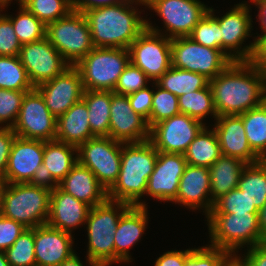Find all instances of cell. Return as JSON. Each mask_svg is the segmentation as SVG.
<instances>
[{"instance_id":"19","label":"cell","mask_w":266,"mask_h":266,"mask_svg":"<svg viewBox=\"0 0 266 266\" xmlns=\"http://www.w3.org/2000/svg\"><path fill=\"white\" fill-rule=\"evenodd\" d=\"M42 95L48 110L58 118L83 97L81 74L75 66L68 67L55 78L35 87Z\"/></svg>"},{"instance_id":"49","label":"cell","mask_w":266,"mask_h":266,"mask_svg":"<svg viewBox=\"0 0 266 266\" xmlns=\"http://www.w3.org/2000/svg\"><path fill=\"white\" fill-rule=\"evenodd\" d=\"M16 137L11 127L0 126V178L6 173L8 158L11 148Z\"/></svg>"},{"instance_id":"28","label":"cell","mask_w":266,"mask_h":266,"mask_svg":"<svg viewBox=\"0 0 266 266\" xmlns=\"http://www.w3.org/2000/svg\"><path fill=\"white\" fill-rule=\"evenodd\" d=\"M95 137L89 125L88 107L83 99L57 118L55 140L78 147Z\"/></svg>"},{"instance_id":"43","label":"cell","mask_w":266,"mask_h":266,"mask_svg":"<svg viewBox=\"0 0 266 266\" xmlns=\"http://www.w3.org/2000/svg\"><path fill=\"white\" fill-rule=\"evenodd\" d=\"M246 212H259V210L254 204H251L244 192L237 187L217 199L209 213L241 214Z\"/></svg>"},{"instance_id":"40","label":"cell","mask_w":266,"mask_h":266,"mask_svg":"<svg viewBox=\"0 0 266 266\" xmlns=\"http://www.w3.org/2000/svg\"><path fill=\"white\" fill-rule=\"evenodd\" d=\"M153 84L156 87V91L153 93L150 117L146 120L149 128L164 119L180 113L178 97L162 89L155 82H153Z\"/></svg>"},{"instance_id":"44","label":"cell","mask_w":266,"mask_h":266,"mask_svg":"<svg viewBox=\"0 0 266 266\" xmlns=\"http://www.w3.org/2000/svg\"><path fill=\"white\" fill-rule=\"evenodd\" d=\"M28 91L0 88V124L13 128L18 119L23 98ZM9 121V122H8Z\"/></svg>"},{"instance_id":"12","label":"cell","mask_w":266,"mask_h":266,"mask_svg":"<svg viewBox=\"0 0 266 266\" xmlns=\"http://www.w3.org/2000/svg\"><path fill=\"white\" fill-rule=\"evenodd\" d=\"M249 9L248 3L241 2L221 17L214 15L221 28L222 51L233 61H251L255 53V40L241 47L244 40L252 35L250 33L253 21Z\"/></svg>"},{"instance_id":"29","label":"cell","mask_w":266,"mask_h":266,"mask_svg":"<svg viewBox=\"0 0 266 266\" xmlns=\"http://www.w3.org/2000/svg\"><path fill=\"white\" fill-rule=\"evenodd\" d=\"M247 165L239 158L221 155L209 167L211 180V200L215 202L222 195L238 187L242 170Z\"/></svg>"},{"instance_id":"14","label":"cell","mask_w":266,"mask_h":266,"mask_svg":"<svg viewBox=\"0 0 266 266\" xmlns=\"http://www.w3.org/2000/svg\"><path fill=\"white\" fill-rule=\"evenodd\" d=\"M57 118L48 110L40 92L34 88L26 92L13 131L16 136L52 141L56 138Z\"/></svg>"},{"instance_id":"24","label":"cell","mask_w":266,"mask_h":266,"mask_svg":"<svg viewBox=\"0 0 266 266\" xmlns=\"http://www.w3.org/2000/svg\"><path fill=\"white\" fill-rule=\"evenodd\" d=\"M90 206L52 186L47 225L72 234V229L85 225Z\"/></svg>"},{"instance_id":"36","label":"cell","mask_w":266,"mask_h":266,"mask_svg":"<svg viewBox=\"0 0 266 266\" xmlns=\"http://www.w3.org/2000/svg\"><path fill=\"white\" fill-rule=\"evenodd\" d=\"M0 88L14 91L35 88L18 56H0Z\"/></svg>"},{"instance_id":"26","label":"cell","mask_w":266,"mask_h":266,"mask_svg":"<svg viewBox=\"0 0 266 266\" xmlns=\"http://www.w3.org/2000/svg\"><path fill=\"white\" fill-rule=\"evenodd\" d=\"M57 186L90 207L100 205L108 199L107 190L98 182L94 173L79 162Z\"/></svg>"},{"instance_id":"39","label":"cell","mask_w":266,"mask_h":266,"mask_svg":"<svg viewBox=\"0 0 266 266\" xmlns=\"http://www.w3.org/2000/svg\"><path fill=\"white\" fill-rule=\"evenodd\" d=\"M4 252L10 266H36L34 228H26Z\"/></svg>"},{"instance_id":"41","label":"cell","mask_w":266,"mask_h":266,"mask_svg":"<svg viewBox=\"0 0 266 266\" xmlns=\"http://www.w3.org/2000/svg\"><path fill=\"white\" fill-rule=\"evenodd\" d=\"M214 11L209 7V12L198 22L189 37L203 46L222 51L221 28Z\"/></svg>"},{"instance_id":"25","label":"cell","mask_w":266,"mask_h":266,"mask_svg":"<svg viewBox=\"0 0 266 266\" xmlns=\"http://www.w3.org/2000/svg\"><path fill=\"white\" fill-rule=\"evenodd\" d=\"M146 207L131 205L120 217L115 231V263L129 262L132 258L129 249L142 237L147 228L148 210Z\"/></svg>"},{"instance_id":"15","label":"cell","mask_w":266,"mask_h":266,"mask_svg":"<svg viewBox=\"0 0 266 266\" xmlns=\"http://www.w3.org/2000/svg\"><path fill=\"white\" fill-rule=\"evenodd\" d=\"M205 124L179 113L150 128L149 141L159 152L184 154Z\"/></svg>"},{"instance_id":"7","label":"cell","mask_w":266,"mask_h":266,"mask_svg":"<svg viewBox=\"0 0 266 266\" xmlns=\"http://www.w3.org/2000/svg\"><path fill=\"white\" fill-rule=\"evenodd\" d=\"M129 62V49L94 47L74 66L81 74L84 90L113 91Z\"/></svg>"},{"instance_id":"37","label":"cell","mask_w":266,"mask_h":266,"mask_svg":"<svg viewBox=\"0 0 266 266\" xmlns=\"http://www.w3.org/2000/svg\"><path fill=\"white\" fill-rule=\"evenodd\" d=\"M16 17L6 16L13 24L14 32L21 44L39 41L46 37V25H44L35 15H33L22 4L19 6Z\"/></svg>"},{"instance_id":"4","label":"cell","mask_w":266,"mask_h":266,"mask_svg":"<svg viewBox=\"0 0 266 266\" xmlns=\"http://www.w3.org/2000/svg\"><path fill=\"white\" fill-rule=\"evenodd\" d=\"M130 206L126 202L107 199L104 203L90 208L86 220L87 262L91 260L98 266H110L115 263L114 234L121 215Z\"/></svg>"},{"instance_id":"1","label":"cell","mask_w":266,"mask_h":266,"mask_svg":"<svg viewBox=\"0 0 266 266\" xmlns=\"http://www.w3.org/2000/svg\"><path fill=\"white\" fill-rule=\"evenodd\" d=\"M218 116L240 115L266 101V72L252 61H234L209 81Z\"/></svg>"},{"instance_id":"30","label":"cell","mask_w":266,"mask_h":266,"mask_svg":"<svg viewBox=\"0 0 266 266\" xmlns=\"http://www.w3.org/2000/svg\"><path fill=\"white\" fill-rule=\"evenodd\" d=\"M90 130L94 136L109 137L111 91L84 90Z\"/></svg>"},{"instance_id":"18","label":"cell","mask_w":266,"mask_h":266,"mask_svg":"<svg viewBox=\"0 0 266 266\" xmlns=\"http://www.w3.org/2000/svg\"><path fill=\"white\" fill-rule=\"evenodd\" d=\"M109 137L122 143H141L149 140L147 121L131 108L127 95L111 91Z\"/></svg>"},{"instance_id":"45","label":"cell","mask_w":266,"mask_h":266,"mask_svg":"<svg viewBox=\"0 0 266 266\" xmlns=\"http://www.w3.org/2000/svg\"><path fill=\"white\" fill-rule=\"evenodd\" d=\"M149 81L151 80L140 68L129 62L119 76L113 92L119 95H128L146 88Z\"/></svg>"},{"instance_id":"53","label":"cell","mask_w":266,"mask_h":266,"mask_svg":"<svg viewBox=\"0 0 266 266\" xmlns=\"http://www.w3.org/2000/svg\"><path fill=\"white\" fill-rule=\"evenodd\" d=\"M251 61L266 72V35L256 42L255 53Z\"/></svg>"},{"instance_id":"52","label":"cell","mask_w":266,"mask_h":266,"mask_svg":"<svg viewBox=\"0 0 266 266\" xmlns=\"http://www.w3.org/2000/svg\"><path fill=\"white\" fill-rule=\"evenodd\" d=\"M126 0H73V10L83 12L96 7L113 6Z\"/></svg>"},{"instance_id":"10","label":"cell","mask_w":266,"mask_h":266,"mask_svg":"<svg viewBox=\"0 0 266 266\" xmlns=\"http://www.w3.org/2000/svg\"><path fill=\"white\" fill-rule=\"evenodd\" d=\"M146 21V29L129 47L130 62L157 81L171 66V39Z\"/></svg>"},{"instance_id":"21","label":"cell","mask_w":266,"mask_h":266,"mask_svg":"<svg viewBox=\"0 0 266 266\" xmlns=\"http://www.w3.org/2000/svg\"><path fill=\"white\" fill-rule=\"evenodd\" d=\"M209 195H211L209 167L187 164L180 178L177 196L172 202L187 206L190 210L204 208V213L207 215L214 206Z\"/></svg>"},{"instance_id":"3","label":"cell","mask_w":266,"mask_h":266,"mask_svg":"<svg viewBox=\"0 0 266 266\" xmlns=\"http://www.w3.org/2000/svg\"><path fill=\"white\" fill-rule=\"evenodd\" d=\"M157 157L158 151L149 140L122 143L120 172L117 181L107 191L108 200L146 207V203L141 202L140 198L146 193L147 182Z\"/></svg>"},{"instance_id":"56","label":"cell","mask_w":266,"mask_h":266,"mask_svg":"<svg viewBox=\"0 0 266 266\" xmlns=\"http://www.w3.org/2000/svg\"><path fill=\"white\" fill-rule=\"evenodd\" d=\"M82 263L83 262H81V260L77 256V254L74 253L69 258H67L62 264H60L59 266H84ZM89 265L90 266H98L96 263H94L91 260H89Z\"/></svg>"},{"instance_id":"50","label":"cell","mask_w":266,"mask_h":266,"mask_svg":"<svg viewBox=\"0 0 266 266\" xmlns=\"http://www.w3.org/2000/svg\"><path fill=\"white\" fill-rule=\"evenodd\" d=\"M234 261L239 266H266V242L247 249L244 257L236 255Z\"/></svg>"},{"instance_id":"33","label":"cell","mask_w":266,"mask_h":266,"mask_svg":"<svg viewBox=\"0 0 266 266\" xmlns=\"http://www.w3.org/2000/svg\"><path fill=\"white\" fill-rule=\"evenodd\" d=\"M209 81L204 75L171 66L155 83L179 97L206 88Z\"/></svg>"},{"instance_id":"13","label":"cell","mask_w":266,"mask_h":266,"mask_svg":"<svg viewBox=\"0 0 266 266\" xmlns=\"http://www.w3.org/2000/svg\"><path fill=\"white\" fill-rule=\"evenodd\" d=\"M144 1L145 6L163 20L167 30L164 36L169 39L190 36L194 27L209 12V8L199 0Z\"/></svg>"},{"instance_id":"60","label":"cell","mask_w":266,"mask_h":266,"mask_svg":"<svg viewBox=\"0 0 266 266\" xmlns=\"http://www.w3.org/2000/svg\"><path fill=\"white\" fill-rule=\"evenodd\" d=\"M5 7L0 3V11H3L2 9H4ZM1 14V13H0Z\"/></svg>"},{"instance_id":"48","label":"cell","mask_w":266,"mask_h":266,"mask_svg":"<svg viewBox=\"0 0 266 266\" xmlns=\"http://www.w3.org/2000/svg\"><path fill=\"white\" fill-rule=\"evenodd\" d=\"M154 90L148 86L136 92L128 94V100L134 112L140 114L146 120L150 117Z\"/></svg>"},{"instance_id":"23","label":"cell","mask_w":266,"mask_h":266,"mask_svg":"<svg viewBox=\"0 0 266 266\" xmlns=\"http://www.w3.org/2000/svg\"><path fill=\"white\" fill-rule=\"evenodd\" d=\"M217 134L222 155L239 158L247 164L262 160L250 147L239 115H221L216 119Z\"/></svg>"},{"instance_id":"55","label":"cell","mask_w":266,"mask_h":266,"mask_svg":"<svg viewBox=\"0 0 266 266\" xmlns=\"http://www.w3.org/2000/svg\"><path fill=\"white\" fill-rule=\"evenodd\" d=\"M258 218L263 243L266 242V204L259 210Z\"/></svg>"},{"instance_id":"31","label":"cell","mask_w":266,"mask_h":266,"mask_svg":"<svg viewBox=\"0 0 266 266\" xmlns=\"http://www.w3.org/2000/svg\"><path fill=\"white\" fill-rule=\"evenodd\" d=\"M221 155L217 134L207 126L200 131L184 153L187 164L202 167H211Z\"/></svg>"},{"instance_id":"47","label":"cell","mask_w":266,"mask_h":266,"mask_svg":"<svg viewBox=\"0 0 266 266\" xmlns=\"http://www.w3.org/2000/svg\"><path fill=\"white\" fill-rule=\"evenodd\" d=\"M26 228L19 222L0 216V251L13 245Z\"/></svg>"},{"instance_id":"17","label":"cell","mask_w":266,"mask_h":266,"mask_svg":"<svg viewBox=\"0 0 266 266\" xmlns=\"http://www.w3.org/2000/svg\"><path fill=\"white\" fill-rule=\"evenodd\" d=\"M44 141L16 136L8 158L6 183L41 182Z\"/></svg>"},{"instance_id":"2","label":"cell","mask_w":266,"mask_h":266,"mask_svg":"<svg viewBox=\"0 0 266 266\" xmlns=\"http://www.w3.org/2000/svg\"><path fill=\"white\" fill-rule=\"evenodd\" d=\"M145 5L144 0H126L113 6L85 10L95 47L129 49L131 43L146 29V20L134 6Z\"/></svg>"},{"instance_id":"35","label":"cell","mask_w":266,"mask_h":266,"mask_svg":"<svg viewBox=\"0 0 266 266\" xmlns=\"http://www.w3.org/2000/svg\"><path fill=\"white\" fill-rule=\"evenodd\" d=\"M178 104L180 113L186 114L201 122L210 113V115H213V118L216 119L218 117L209 85L206 88L179 96Z\"/></svg>"},{"instance_id":"5","label":"cell","mask_w":266,"mask_h":266,"mask_svg":"<svg viewBox=\"0 0 266 266\" xmlns=\"http://www.w3.org/2000/svg\"><path fill=\"white\" fill-rule=\"evenodd\" d=\"M51 189L52 185L44 182L7 183L2 215L21 223L25 228L46 225Z\"/></svg>"},{"instance_id":"22","label":"cell","mask_w":266,"mask_h":266,"mask_svg":"<svg viewBox=\"0 0 266 266\" xmlns=\"http://www.w3.org/2000/svg\"><path fill=\"white\" fill-rule=\"evenodd\" d=\"M73 237L50 226L42 225L34 228V248L36 266H59L72 254Z\"/></svg>"},{"instance_id":"8","label":"cell","mask_w":266,"mask_h":266,"mask_svg":"<svg viewBox=\"0 0 266 266\" xmlns=\"http://www.w3.org/2000/svg\"><path fill=\"white\" fill-rule=\"evenodd\" d=\"M46 37L71 66L76 65L95 47L85 15L75 10L49 23L46 26Z\"/></svg>"},{"instance_id":"59","label":"cell","mask_w":266,"mask_h":266,"mask_svg":"<svg viewBox=\"0 0 266 266\" xmlns=\"http://www.w3.org/2000/svg\"><path fill=\"white\" fill-rule=\"evenodd\" d=\"M10 1L12 0H0V3L4 6L7 7L9 5V3H11ZM19 2V5L22 3V0H17Z\"/></svg>"},{"instance_id":"46","label":"cell","mask_w":266,"mask_h":266,"mask_svg":"<svg viewBox=\"0 0 266 266\" xmlns=\"http://www.w3.org/2000/svg\"><path fill=\"white\" fill-rule=\"evenodd\" d=\"M21 46L12 22L6 15L0 14V56H18Z\"/></svg>"},{"instance_id":"54","label":"cell","mask_w":266,"mask_h":266,"mask_svg":"<svg viewBox=\"0 0 266 266\" xmlns=\"http://www.w3.org/2000/svg\"><path fill=\"white\" fill-rule=\"evenodd\" d=\"M253 4L258 7L259 14L257 15L260 22V29L262 30L261 35H257V37L254 39L256 42L264 35H266V0H259L255 1Z\"/></svg>"},{"instance_id":"38","label":"cell","mask_w":266,"mask_h":266,"mask_svg":"<svg viewBox=\"0 0 266 266\" xmlns=\"http://www.w3.org/2000/svg\"><path fill=\"white\" fill-rule=\"evenodd\" d=\"M21 4L46 26L73 10V0H22Z\"/></svg>"},{"instance_id":"20","label":"cell","mask_w":266,"mask_h":266,"mask_svg":"<svg viewBox=\"0 0 266 266\" xmlns=\"http://www.w3.org/2000/svg\"><path fill=\"white\" fill-rule=\"evenodd\" d=\"M187 161L184 154L158 151L154 170L146 187V193L159 201L172 202L178 193L180 178L184 173Z\"/></svg>"},{"instance_id":"27","label":"cell","mask_w":266,"mask_h":266,"mask_svg":"<svg viewBox=\"0 0 266 266\" xmlns=\"http://www.w3.org/2000/svg\"><path fill=\"white\" fill-rule=\"evenodd\" d=\"M77 162L76 146L57 140L44 141L41 182L59 184Z\"/></svg>"},{"instance_id":"6","label":"cell","mask_w":266,"mask_h":266,"mask_svg":"<svg viewBox=\"0 0 266 266\" xmlns=\"http://www.w3.org/2000/svg\"><path fill=\"white\" fill-rule=\"evenodd\" d=\"M258 213H208L210 246L228 251L235 257L237 248L246 244L251 248L262 243Z\"/></svg>"},{"instance_id":"58","label":"cell","mask_w":266,"mask_h":266,"mask_svg":"<svg viewBox=\"0 0 266 266\" xmlns=\"http://www.w3.org/2000/svg\"><path fill=\"white\" fill-rule=\"evenodd\" d=\"M0 266H10L3 251H0Z\"/></svg>"},{"instance_id":"32","label":"cell","mask_w":266,"mask_h":266,"mask_svg":"<svg viewBox=\"0 0 266 266\" xmlns=\"http://www.w3.org/2000/svg\"><path fill=\"white\" fill-rule=\"evenodd\" d=\"M238 188L260 210L266 204V160L247 164L240 175Z\"/></svg>"},{"instance_id":"51","label":"cell","mask_w":266,"mask_h":266,"mask_svg":"<svg viewBox=\"0 0 266 266\" xmlns=\"http://www.w3.org/2000/svg\"><path fill=\"white\" fill-rule=\"evenodd\" d=\"M188 256L189 249L184 251H167L157 258L154 266H184Z\"/></svg>"},{"instance_id":"11","label":"cell","mask_w":266,"mask_h":266,"mask_svg":"<svg viewBox=\"0 0 266 266\" xmlns=\"http://www.w3.org/2000/svg\"><path fill=\"white\" fill-rule=\"evenodd\" d=\"M121 153L122 142L111 137L95 136L77 147L78 162L90 169L107 191L118 179Z\"/></svg>"},{"instance_id":"34","label":"cell","mask_w":266,"mask_h":266,"mask_svg":"<svg viewBox=\"0 0 266 266\" xmlns=\"http://www.w3.org/2000/svg\"><path fill=\"white\" fill-rule=\"evenodd\" d=\"M239 116L251 149L266 160V101Z\"/></svg>"},{"instance_id":"16","label":"cell","mask_w":266,"mask_h":266,"mask_svg":"<svg viewBox=\"0 0 266 266\" xmlns=\"http://www.w3.org/2000/svg\"><path fill=\"white\" fill-rule=\"evenodd\" d=\"M18 57L34 87L55 78L71 66L47 37L22 44Z\"/></svg>"},{"instance_id":"42","label":"cell","mask_w":266,"mask_h":266,"mask_svg":"<svg viewBox=\"0 0 266 266\" xmlns=\"http://www.w3.org/2000/svg\"><path fill=\"white\" fill-rule=\"evenodd\" d=\"M234 258L228 251L207 245L189 249L184 266H230Z\"/></svg>"},{"instance_id":"57","label":"cell","mask_w":266,"mask_h":266,"mask_svg":"<svg viewBox=\"0 0 266 266\" xmlns=\"http://www.w3.org/2000/svg\"><path fill=\"white\" fill-rule=\"evenodd\" d=\"M6 185L7 183L2 178H0V216L3 213V202H4V193L6 190Z\"/></svg>"},{"instance_id":"61","label":"cell","mask_w":266,"mask_h":266,"mask_svg":"<svg viewBox=\"0 0 266 266\" xmlns=\"http://www.w3.org/2000/svg\"><path fill=\"white\" fill-rule=\"evenodd\" d=\"M230 266H239L235 261Z\"/></svg>"},{"instance_id":"9","label":"cell","mask_w":266,"mask_h":266,"mask_svg":"<svg viewBox=\"0 0 266 266\" xmlns=\"http://www.w3.org/2000/svg\"><path fill=\"white\" fill-rule=\"evenodd\" d=\"M172 67L204 75L212 80L232 62L223 51L203 46L189 36L171 39Z\"/></svg>"}]
</instances>
